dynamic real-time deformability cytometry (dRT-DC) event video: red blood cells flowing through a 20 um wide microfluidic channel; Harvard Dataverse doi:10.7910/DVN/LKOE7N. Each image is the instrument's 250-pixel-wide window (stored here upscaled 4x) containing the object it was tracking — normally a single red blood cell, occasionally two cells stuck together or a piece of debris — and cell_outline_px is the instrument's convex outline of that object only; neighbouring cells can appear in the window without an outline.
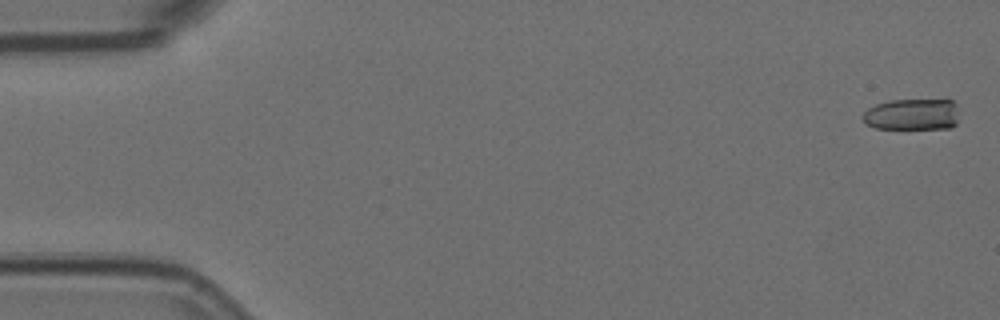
{"species": "Egyptian fruit bat (a non-hibernating species)", "species_latin": "Rousettus aegyptiacus", "temperature_condition": "room temperature", "stored_images_in_passage": 46, "camera_frame_rate_fps": 3000, "um_per_image_px": 0.085, "animal": {"sex": "female"}, "frame": {"image": 1, "passage_image": 2, "time_ms": 0.333, "image_size_px": [1000, 320], "cell_outline_px": [[960, 112], [956, 124], [952, 128], [876, 128], [864, 124], [860, 116], [868, 108], [876, 104], [888, 100], [948, 96], [956, 104]], "centroid_in_image_um": [77.61, 9.66], "position_along_channel_um": 7.4, "area_um2": 18.9}}
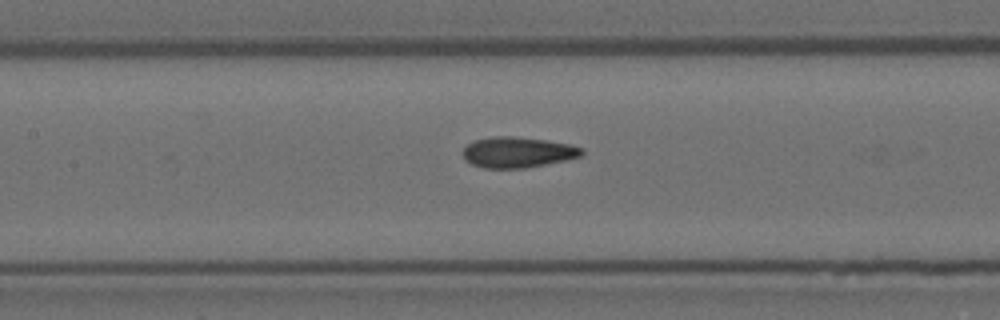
{"frame": {"image": 2, "passage_image": 27, "time_ms": 8.667, "image_size_px": [1000, 320], "cell_outline_px": [[584, 152], [580, 156], [568, 160], [524, 168], [484, 168], [472, 164], [464, 160], [460, 152], [468, 144], [476, 140], [492, 136], [512, 136], [548, 140], [568, 144], [584, 148]], "centroid_in_image_um": [43.99, 12.94], "position_along_channel_um": 163.4, "area_um2": 21.44}}
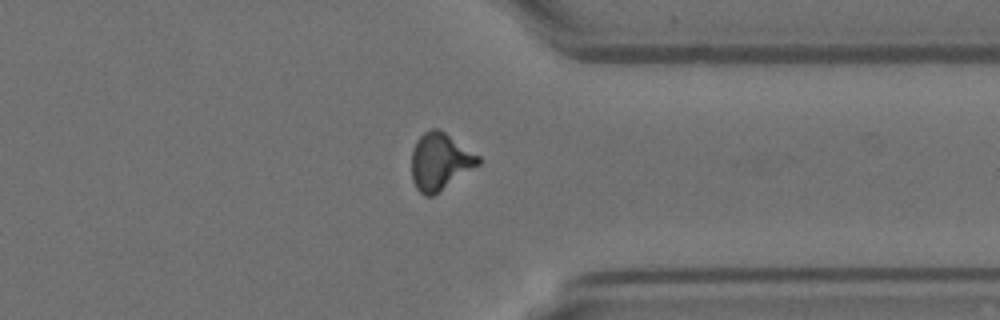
{"frame": {"image": 3, "passage_image": 45, "time_ms": 14.667, "image_size_px": [1000, 320], "cell_outline_px": [[480, 164], [432, 196], [424, 196], [416, 188], [412, 180], [412, 148], [416, 140], [424, 132], [432, 128], [440, 128], [480, 156]], "centroid_in_image_um": [37.39, 13.7], "position_along_channel_um": 374.0, "area_um2": 22.2}}